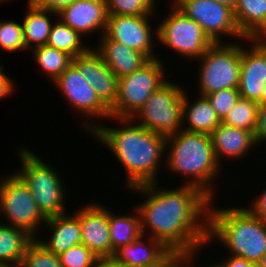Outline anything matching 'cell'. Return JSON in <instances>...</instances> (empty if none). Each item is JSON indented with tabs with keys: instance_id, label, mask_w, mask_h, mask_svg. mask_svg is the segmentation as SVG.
I'll return each mask as SVG.
<instances>
[{
	"instance_id": "6da1fadb",
	"label": "cell",
	"mask_w": 266,
	"mask_h": 267,
	"mask_svg": "<svg viewBox=\"0 0 266 267\" xmlns=\"http://www.w3.org/2000/svg\"><path fill=\"white\" fill-rule=\"evenodd\" d=\"M158 186L154 182L128 189L146 199L136 207L142 234L161 241L172 252L202 250L208 239L211 199L193 186Z\"/></svg>"
},
{
	"instance_id": "7a4b0ae2",
	"label": "cell",
	"mask_w": 266,
	"mask_h": 267,
	"mask_svg": "<svg viewBox=\"0 0 266 267\" xmlns=\"http://www.w3.org/2000/svg\"><path fill=\"white\" fill-rule=\"evenodd\" d=\"M109 119L120 121V126L98 124L90 133L91 137L109 148L124 167L125 187L129 189L157 182V174L165 158L166 136L135 124L131 118Z\"/></svg>"
},
{
	"instance_id": "3957f363",
	"label": "cell",
	"mask_w": 266,
	"mask_h": 267,
	"mask_svg": "<svg viewBox=\"0 0 266 267\" xmlns=\"http://www.w3.org/2000/svg\"><path fill=\"white\" fill-rule=\"evenodd\" d=\"M165 153V169L188 178L183 185L198 188L214 201V180H219L222 167L216 160L210 135L181 130L166 136Z\"/></svg>"
},
{
	"instance_id": "277c9868",
	"label": "cell",
	"mask_w": 266,
	"mask_h": 267,
	"mask_svg": "<svg viewBox=\"0 0 266 267\" xmlns=\"http://www.w3.org/2000/svg\"><path fill=\"white\" fill-rule=\"evenodd\" d=\"M212 204L211 200L208 239L204 247L215 238L230 255L240 256L258 266L266 255V222L245 206L219 208Z\"/></svg>"
},
{
	"instance_id": "5b68a950",
	"label": "cell",
	"mask_w": 266,
	"mask_h": 267,
	"mask_svg": "<svg viewBox=\"0 0 266 267\" xmlns=\"http://www.w3.org/2000/svg\"><path fill=\"white\" fill-rule=\"evenodd\" d=\"M20 149L17 151L22 167L17 168L16 174L32 192L40 212L46 219L65 214L67 209L64 204L68 198L60 171L57 172L28 147L21 146Z\"/></svg>"
},
{
	"instance_id": "8992f818",
	"label": "cell",
	"mask_w": 266,
	"mask_h": 267,
	"mask_svg": "<svg viewBox=\"0 0 266 267\" xmlns=\"http://www.w3.org/2000/svg\"><path fill=\"white\" fill-rule=\"evenodd\" d=\"M228 42V43H227ZM214 43L199 58V94L209 95L222 89H238L241 67V42Z\"/></svg>"
},
{
	"instance_id": "52a82bcc",
	"label": "cell",
	"mask_w": 266,
	"mask_h": 267,
	"mask_svg": "<svg viewBox=\"0 0 266 267\" xmlns=\"http://www.w3.org/2000/svg\"><path fill=\"white\" fill-rule=\"evenodd\" d=\"M184 90L173 81L167 80L146 100L131 119L138 125L164 136L180 132L183 130L181 125H183Z\"/></svg>"
},
{
	"instance_id": "ba28073f",
	"label": "cell",
	"mask_w": 266,
	"mask_h": 267,
	"mask_svg": "<svg viewBox=\"0 0 266 267\" xmlns=\"http://www.w3.org/2000/svg\"><path fill=\"white\" fill-rule=\"evenodd\" d=\"M162 59H149L138 70L118 79V94L110 117L131 118L161 86L165 78ZM166 79V80H165Z\"/></svg>"
},
{
	"instance_id": "9c48e42d",
	"label": "cell",
	"mask_w": 266,
	"mask_h": 267,
	"mask_svg": "<svg viewBox=\"0 0 266 267\" xmlns=\"http://www.w3.org/2000/svg\"><path fill=\"white\" fill-rule=\"evenodd\" d=\"M2 178L4 179L0 180V214L6 220L5 224L21 228L35 239L37 234L40 235L46 218L38 209L32 192L15 171Z\"/></svg>"
},
{
	"instance_id": "30bf717a",
	"label": "cell",
	"mask_w": 266,
	"mask_h": 267,
	"mask_svg": "<svg viewBox=\"0 0 266 267\" xmlns=\"http://www.w3.org/2000/svg\"><path fill=\"white\" fill-rule=\"evenodd\" d=\"M170 12L157 25L156 41H159L182 58L199 59L214 42L200 24L186 16L172 2Z\"/></svg>"
},
{
	"instance_id": "8fae6325",
	"label": "cell",
	"mask_w": 266,
	"mask_h": 267,
	"mask_svg": "<svg viewBox=\"0 0 266 267\" xmlns=\"http://www.w3.org/2000/svg\"><path fill=\"white\" fill-rule=\"evenodd\" d=\"M172 3L200 24L214 43H224L222 38L227 36L247 42L237 26L234 10L217 0H174Z\"/></svg>"
},
{
	"instance_id": "7c38bea8",
	"label": "cell",
	"mask_w": 266,
	"mask_h": 267,
	"mask_svg": "<svg viewBox=\"0 0 266 267\" xmlns=\"http://www.w3.org/2000/svg\"><path fill=\"white\" fill-rule=\"evenodd\" d=\"M52 83L60 93L62 92L61 94L70 104L69 106L81 115L83 114L82 117L85 116L86 120L81 124L84 123L83 127L89 131V134L100 123L93 122L96 119L100 118L105 121L108 119L109 121L110 110L100 101L95 89L73 63ZM89 119L91 122L87 121Z\"/></svg>"
},
{
	"instance_id": "4fadbf2b",
	"label": "cell",
	"mask_w": 266,
	"mask_h": 267,
	"mask_svg": "<svg viewBox=\"0 0 266 267\" xmlns=\"http://www.w3.org/2000/svg\"><path fill=\"white\" fill-rule=\"evenodd\" d=\"M152 16L108 15L104 34L112 41L141 52L148 59L159 58L154 50L153 41L158 37L156 25L152 28L150 24Z\"/></svg>"
},
{
	"instance_id": "5bb4252c",
	"label": "cell",
	"mask_w": 266,
	"mask_h": 267,
	"mask_svg": "<svg viewBox=\"0 0 266 267\" xmlns=\"http://www.w3.org/2000/svg\"><path fill=\"white\" fill-rule=\"evenodd\" d=\"M246 41L249 50L241 43L238 92L240 98L258 103L266 83V38H247Z\"/></svg>"
},
{
	"instance_id": "9a60e30c",
	"label": "cell",
	"mask_w": 266,
	"mask_h": 267,
	"mask_svg": "<svg viewBox=\"0 0 266 267\" xmlns=\"http://www.w3.org/2000/svg\"><path fill=\"white\" fill-rule=\"evenodd\" d=\"M81 243L105 264L112 258L108 208L93 202L79 207Z\"/></svg>"
},
{
	"instance_id": "2e32d148",
	"label": "cell",
	"mask_w": 266,
	"mask_h": 267,
	"mask_svg": "<svg viewBox=\"0 0 266 267\" xmlns=\"http://www.w3.org/2000/svg\"><path fill=\"white\" fill-rule=\"evenodd\" d=\"M73 64L95 89L100 101L110 110L117 99L118 78L101 55L91 47L86 53L73 58Z\"/></svg>"
},
{
	"instance_id": "e0dca14e",
	"label": "cell",
	"mask_w": 266,
	"mask_h": 267,
	"mask_svg": "<svg viewBox=\"0 0 266 267\" xmlns=\"http://www.w3.org/2000/svg\"><path fill=\"white\" fill-rule=\"evenodd\" d=\"M107 17L106 0H75L58 13V18L64 24L85 38L96 31H100L99 36H102L106 29Z\"/></svg>"
},
{
	"instance_id": "ac0fdd59",
	"label": "cell",
	"mask_w": 266,
	"mask_h": 267,
	"mask_svg": "<svg viewBox=\"0 0 266 267\" xmlns=\"http://www.w3.org/2000/svg\"><path fill=\"white\" fill-rule=\"evenodd\" d=\"M171 253L161 241L142 234L117 249L106 267H156Z\"/></svg>"
},
{
	"instance_id": "d6986e66",
	"label": "cell",
	"mask_w": 266,
	"mask_h": 267,
	"mask_svg": "<svg viewBox=\"0 0 266 267\" xmlns=\"http://www.w3.org/2000/svg\"><path fill=\"white\" fill-rule=\"evenodd\" d=\"M72 213L70 214L68 211L65 214L47 218L44 225L51 236L44 240L37 235L36 241L55 255L61 254L72 246L81 244L79 208L77 207L76 211Z\"/></svg>"
},
{
	"instance_id": "ffe728a7",
	"label": "cell",
	"mask_w": 266,
	"mask_h": 267,
	"mask_svg": "<svg viewBox=\"0 0 266 267\" xmlns=\"http://www.w3.org/2000/svg\"><path fill=\"white\" fill-rule=\"evenodd\" d=\"M210 137L216 160L221 166L223 159H243L252 147L259 146L252 132L223 123L210 133Z\"/></svg>"
},
{
	"instance_id": "44dd1931",
	"label": "cell",
	"mask_w": 266,
	"mask_h": 267,
	"mask_svg": "<svg viewBox=\"0 0 266 267\" xmlns=\"http://www.w3.org/2000/svg\"><path fill=\"white\" fill-rule=\"evenodd\" d=\"M98 42L94 49L118 79L138 70L149 60L141 52L112 41L105 34L99 37Z\"/></svg>"
},
{
	"instance_id": "7402d4cb",
	"label": "cell",
	"mask_w": 266,
	"mask_h": 267,
	"mask_svg": "<svg viewBox=\"0 0 266 267\" xmlns=\"http://www.w3.org/2000/svg\"><path fill=\"white\" fill-rule=\"evenodd\" d=\"M186 91L187 89L183 93L182 117L185 123L182 125L183 130L210 135L222 121L206 96L198 95V98L191 102Z\"/></svg>"
},
{
	"instance_id": "603a6c76",
	"label": "cell",
	"mask_w": 266,
	"mask_h": 267,
	"mask_svg": "<svg viewBox=\"0 0 266 267\" xmlns=\"http://www.w3.org/2000/svg\"><path fill=\"white\" fill-rule=\"evenodd\" d=\"M234 15L246 38H266V0H237Z\"/></svg>"
},
{
	"instance_id": "cb8c5ba5",
	"label": "cell",
	"mask_w": 266,
	"mask_h": 267,
	"mask_svg": "<svg viewBox=\"0 0 266 267\" xmlns=\"http://www.w3.org/2000/svg\"><path fill=\"white\" fill-rule=\"evenodd\" d=\"M26 9L27 12L22 22L24 42L26 49L32 50L47 44L54 23L51 21L52 17L57 18L58 13L38 8L34 3L26 4Z\"/></svg>"
},
{
	"instance_id": "d4e9b609",
	"label": "cell",
	"mask_w": 266,
	"mask_h": 267,
	"mask_svg": "<svg viewBox=\"0 0 266 267\" xmlns=\"http://www.w3.org/2000/svg\"><path fill=\"white\" fill-rule=\"evenodd\" d=\"M33 240L25 230L0 222V267H19Z\"/></svg>"
},
{
	"instance_id": "484cf974",
	"label": "cell",
	"mask_w": 266,
	"mask_h": 267,
	"mask_svg": "<svg viewBox=\"0 0 266 267\" xmlns=\"http://www.w3.org/2000/svg\"><path fill=\"white\" fill-rule=\"evenodd\" d=\"M134 208L132 215L130 213L116 215L108 209L112 256L117 249L132 243L142 235L140 216L136 207Z\"/></svg>"
},
{
	"instance_id": "4316f807",
	"label": "cell",
	"mask_w": 266,
	"mask_h": 267,
	"mask_svg": "<svg viewBox=\"0 0 266 267\" xmlns=\"http://www.w3.org/2000/svg\"><path fill=\"white\" fill-rule=\"evenodd\" d=\"M55 21L46 45L63 51L73 58L86 53L92 47L86 45L83 36L64 24L59 18Z\"/></svg>"
},
{
	"instance_id": "83f0119b",
	"label": "cell",
	"mask_w": 266,
	"mask_h": 267,
	"mask_svg": "<svg viewBox=\"0 0 266 267\" xmlns=\"http://www.w3.org/2000/svg\"><path fill=\"white\" fill-rule=\"evenodd\" d=\"M33 59L45 75L55 81L72 63L73 57L48 45L39 46L31 51Z\"/></svg>"
},
{
	"instance_id": "f1b7e54d",
	"label": "cell",
	"mask_w": 266,
	"mask_h": 267,
	"mask_svg": "<svg viewBox=\"0 0 266 267\" xmlns=\"http://www.w3.org/2000/svg\"><path fill=\"white\" fill-rule=\"evenodd\" d=\"M259 104L240 98L233 109L222 120L223 124L248 130L255 134Z\"/></svg>"
},
{
	"instance_id": "f546056e",
	"label": "cell",
	"mask_w": 266,
	"mask_h": 267,
	"mask_svg": "<svg viewBox=\"0 0 266 267\" xmlns=\"http://www.w3.org/2000/svg\"><path fill=\"white\" fill-rule=\"evenodd\" d=\"M156 0H106L108 15L142 16L156 14Z\"/></svg>"
},
{
	"instance_id": "4dcf8cb0",
	"label": "cell",
	"mask_w": 266,
	"mask_h": 267,
	"mask_svg": "<svg viewBox=\"0 0 266 267\" xmlns=\"http://www.w3.org/2000/svg\"><path fill=\"white\" fill-rule=\"evenodd\" d=\"M58 256L63 267H106V264L82 243L72 246Z\"/></svg>"
},
{
	"instance_id": "1f68e13d",
	"label": "cell",
	"mask_w": 266,
	"mask_h": 267,
	"mask_svg": "<svg viewBox=\"0 0 266 267\" xmlns=\"http://www.w3.org/2000/svg\"><path fill=\"white\" fill-rule=\"evenodd\" d=\"M19 267H63L58 255L45 249L34 239L26 248Z\"/></svg>"
},
{
	"instance_id": "d6a6232c",
	"label": "cell",
	"mask_w": 266,
	"mask_h": 267,
	"mask_svg": "<svg viewBox=\"0 0 266 267\" xmlns=\"http://www.w3.org/2000/svg\"><path fill=\"white\" fill-rule=\"evenodd\" d=\"M18 52L26 50L23 34V24L16 21L0 19V50ZM1 60V59H0Z\"/></svg>"
},
{
	"instance_id": "836d02e7",
	"label": "cell",
	"mask_w": 266,
	"mask_h": 267,
	"mask_svg": "<svg viewBox=\"0 0 266 267\" xmlns=\"http://www.w3.org/2000/svg\"><path fill=\"white\" fill-rule=\"evenodd\" d=\"M216 115L222 121L240 99L238 89L228 88L206 95Z\"/></svg>"
},
{
	"instance_id": "e575fe53",
	"label": "cell",
	"mask_w": 266,
	"mask_h": 267,
	"mask_svg": "<svg viewBox=\"0 0 266 267\" xmlns=\"http://www.w3.org/2000/svg\"><path fill=\"white\" fill-rule=\"evenodd\" d=\"M156 267H189V252H172Z\"/></svg>"
},
{
	"instance_id": "d590c367",
	"label": "cell",
	"mask_w": 266,
	"mask_h": 267,
	"mask_svg": "<svg viewBox=\"0 0 266 267\" xmlns=\"http://www.w3.org/2000/svg\"><path fill=\"white\" fill-rule=\"evenodd\" d=\"M246 207L253 215L266 222V187L261 195L253 198V201Z\"/></svg>"
},
{
	"instance_id": "8d00e7d4",
	"label": "cell",
	"mask_w": 266,
	"mask_h": 267,
	"mask_svg": "<svg viewBox=\"0 0 266 267\" xmlns=\"http://www.w3.org/2000/svg\"><path fill=\"white\" fill-rule=\"evenodd\" d=\"M254 137L258 144L266 143V106H259Z\"/></svg>"
},
{
	"instance_id": "74e56055",
	"label": "cell",
	"mask_w": 266,
	"mask_h": 267,
	"mask_svg": "<svg viewBox=\"0 0 266 267\" xmlns=\"http://www.w3.org/2000/svg\"><path fill=\"white\" fill-rule=\"evenodd\" d=\"M75 0H33L38 7L55 13H59L63 8L69 6Z\"/></svg>"
},
{
	"instance_id": "f35d334b",
	"label": "cell",
	"mask_w": 266,
	"mask_h": 267,
	"mask_svg": "<svg viewBox=\"0 0 266 267\" xmlns=\"http://www.w3.org/2000/svg\"><path fill=\"white\" fill-rule=\"evenodd\" d=\"M1 62V61H0ZM5 66L0 63V100L11 97V94H15L14 79H10L8 74L4 72Z\"/></svg>"
},
{
	"instance_id": "ab89813d",
	"label": "cell",
	"mask_w": 266,
	"mask_h": 267,
	"mask_svg": "<svg viewBox=\"0 0 266 267\" xmlns=\"http://www.w3.org/2000/svg\"><path fill=\"white\" fill-rule=\"evenodd\" d=\"M224 259L217 262L220 267H257L255 263L240 256L229 255L227 256V259Z\"/></svg>"
},
{
	"instance_id": "60d3db41",
	"label": "cell",
	"mask_w": 266,
	"mask_h": 267,
	"mask_svg": "<svg viewBox=\"0 0 266 267\" xmlns=\"http://www.w3.org/2000/svg\"><path fill=\"white\" fill-rule=\"evenodd\" d=\"M199 253V251H195V252H189V267H195V266H193V265H197V264H194V262L196 261V260H198V259H196V258H199V255H198V253ZM197 256V257H196ZM196 257V258H195ZM193 264V265H192ZM205 267H220L219 266V264L217 263V262H215L214 264H211V265H209V266H206L205 265Z\"/></svg>"
},
{
	"instance_id": "b9f144b4",
	"label": "cell",
	"mask_w": 266,
	"mask_h": 267,
	"mask_svg": "<svg viewBox=\"0 0 266 267\" xmlns=\"http://www.w3.org/2000/svg\"><path fill=\"white\" fill-rule=\"evenodd\" d=\"M219 3L224 4L231 8L232 10L235 9L236 1L237 0H217Z\"/></svg>"
},
{
	"instance_id": "7bdbcfd3",
	"label": "cell",
	"mask_w": 266,
	"mask_h": 267,
	"mask_svg": "<svg viewBox=\"0 0 266 267\" xmlns=\"http://www.w3.org/2000/svg\"><path fill=\"white\" fill-rule=\"evenodd\" d=\"M259 106H266V83L264 85L261 100L258 102Z\"/></svg>"
},
{
	"instance_id": "ee69618b",
	"label": "cell",
	"mask_w": 266,
	"mask_h": 267,
	"mask_svg": "<svg viewBox=\"0 0 266 267\" xmlns=\"http://www.w3.org/2000/svg\"><path fill=\"white\" fill-rule=\"evenodd\" d=\"M258 266L259 267H266V255L264 256L262 262Z\"/></svg>"
},
{
	"instance_id": "f6af8a7d",
	"label": "cell",
	"mask_w": 266,
	"mask_h": 267,
	"mask_svg": "<svg viewBox=\"0 0 266 267\" xmlns=\"http://www.w3.org/2000/svg\"><path fill=\"white\" fill-rule=\"evenodd\" d=\"M3 1H6L7 2L8 0H0V3L3 2ZM30 3H33V0H28L27 1V4H30Z\"/></svg>"
}]
</instances>
